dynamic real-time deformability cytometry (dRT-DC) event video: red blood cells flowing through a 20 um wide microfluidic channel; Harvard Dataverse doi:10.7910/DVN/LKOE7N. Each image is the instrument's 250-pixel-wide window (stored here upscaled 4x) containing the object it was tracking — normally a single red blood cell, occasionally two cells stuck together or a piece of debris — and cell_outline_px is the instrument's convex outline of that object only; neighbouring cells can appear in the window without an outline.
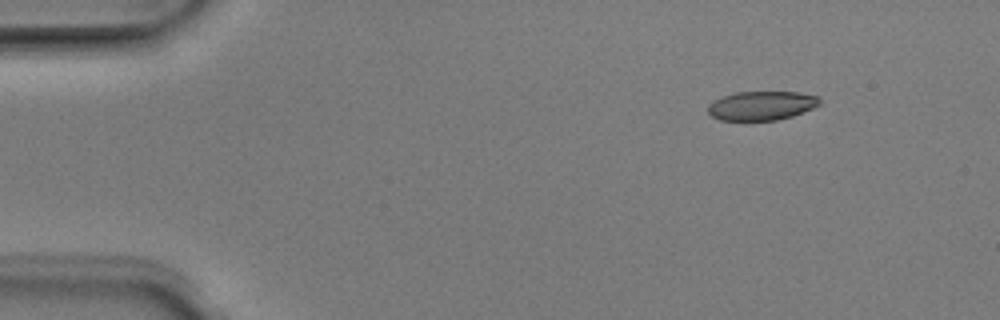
{"species": "Egyptian fruit bat (a non-hibernating species)", "species_latin": "Rousettus aegyptiacus", "temperature_condition": "room temperature", "stored_images_in_passage": 5, "camera_frame_rate_fps": 3000, "um_per_image_px": 0.085, "animal": {"sex": "male"}, "frame": {"image": 1, "passage_image": 2, "time_ms": 0.333, "image_size_px": [1000, 320], "cell_outline_px": [[820, 104], [812, 108], [792, 116], [776, 120], [720, 120], [712, 116], [708, 112], [708, 104], [724, 96], [736, 92], [796, 92], [816, 96], [820, 100]], "centroid_in_image_um": [64.72, 8.98], "position_along_channel_um": 20.3, "area_um2": 18.61}}
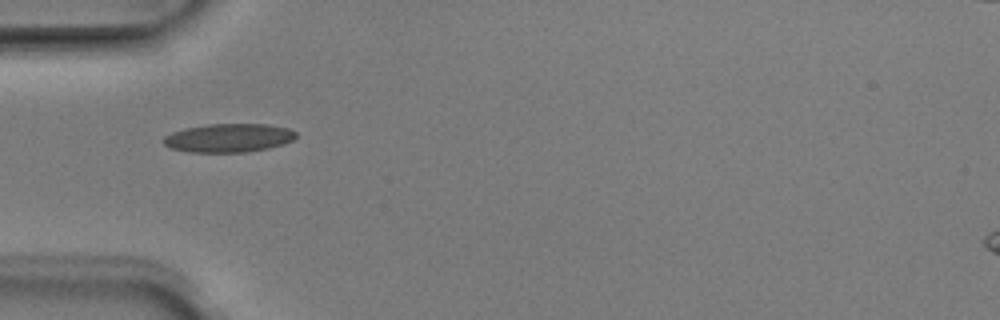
{"frame": {"image": 2, "passage_image": 5, "time_ms": 1.333, "image_size_px": [1000, 320], "cell_outline_px": [[296, 136], [292, 140], [284, 144], [268, 148], [248, 152], [188, 152], [172, 148], [164, 144], [160, 140], [164, 136], [172, 132], [184, 128], [208, 124], [268, 124], [288, 128], [296, 132]], "centroid_in_image_um": [19.42, 11.72], "position_along_channel_um": 65.6, "area_um2": 22.2}}